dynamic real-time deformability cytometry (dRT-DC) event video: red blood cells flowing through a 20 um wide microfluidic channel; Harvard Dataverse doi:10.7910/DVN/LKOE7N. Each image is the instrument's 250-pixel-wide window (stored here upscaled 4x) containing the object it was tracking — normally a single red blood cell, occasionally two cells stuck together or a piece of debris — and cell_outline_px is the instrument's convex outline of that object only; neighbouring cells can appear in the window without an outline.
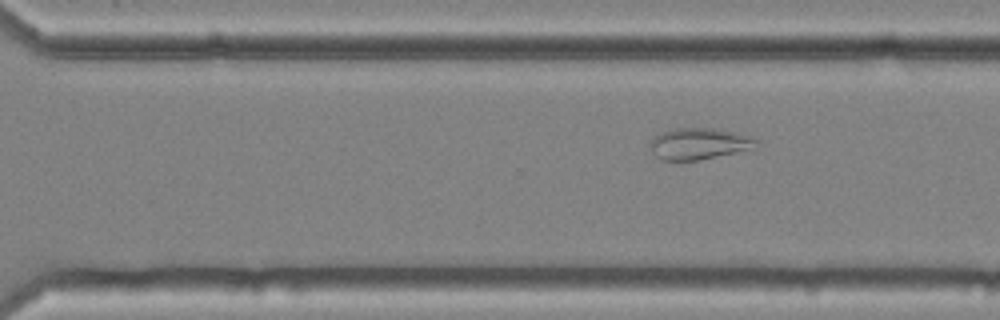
{"species": "common noctule bat (a hibernating species)", "species_latin": "Nyctalus noctula", "temperature_condition": "cold", "stored_images_in_passage": 41, "camera_frame_rate_fps": 3000, "um_per_image_px": 0.085, "animal": {"sex": "female", "body_mass_g": 25.1}, "frame": {"image": 1, "passage_image": 41, "time_ms": 13.333, "image_size_px": [1000, 320], "cell_outline_px": [[760, 140], [748, 148], [736, 152], [696, 160], [660, 160], [652, 152], [648, 144], [656, 136], [664, 132], [676, 128], [720, 128], [736, 132]], "centroid_in_image_um": [59.36, 12.2], "position_along_channel_um": 311.2, "area_um2": 19.07}}